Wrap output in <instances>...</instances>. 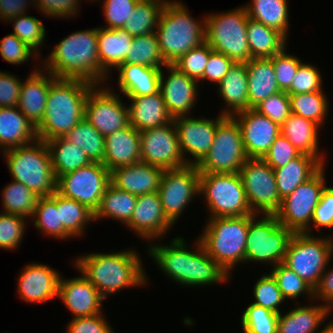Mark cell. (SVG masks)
<instances>
[{
    "label": "cell",
    "instance_id": "65",
    "mask_svg": "<svg viewBox=\"0 0 333 333\" xmlns=\"http://www.w3.org/2000/svg\"><path fill=\"white\" fill-rule=\"evenodd\" d=\"M326 270V271H325ZM320 277L318 285L314 288V300L320 301L333 310V267L325 269ZM318 299V300H317Z\"/></svg>",
    "mask_w": 333,
    "mask_h": 333
},
{
    "label": "cell",
    "instance_id": "61",
    "mask_svg": "<svg viewBox=\"0 0 333 333\" xmlns=\"http://www.w3.org/2000/svg\"><path fill=\"white\" fill-rule=\"evenodd\" d=\"M103 316V312L85 317L72 318L67 324V333H115Z\"/></svg>",
    "mask_w": 333,
    "mask_h": 333
},
{
    "label": "cell",
    "instance_id": "5",
    "mask_svg": "<svg viewBox=\"0 0 333 333\" xmlns=\"http://www.w3.org/2000/svg\"><path fill=\"white\" fill-rule=\"evenodd\" d=\"M206 17L197 20L185 4L175 0L164 5L156 27L159 48L167 64L205 42Z\"/></svg>",
    "mask_w": 333,
    "mask_h": 333
},
{
    "label": "cell",
    "instance_id": "35",
    "mask_svg": "<svg viewBox=\"0 0 333 333\" xmlns=\"http://www.w3.org/2000/svg\"><path fill=\"white\" fill-rule=\"evenodd\" d=\"M133 37L123 29L98 27L97 43L101 69L108 75L123 63Z\"/></svg>",
    "mask_w": 333,
    "mask_h": 333
},
{
    "label": "cell",
    "instance_id": "33",
    "mask_svg": "<svg viewBox=\"0 0 333 333\" xmlns=\"http://www.w3.org/2000/svg\"><path fill=\"white\" fill-rule=\"evenodd\" d=\"M331 310L320 303L294 307L278 316L277 333H317Z\"/></svg>",
    "mask_w": 333,
    "mask_h": 333
},
{
    "label": "cell",
    "instance_id": "12",
    "mask_svg": "<svg viewBox=\"0 0 333 333\" xmlns=\"http://www.w3.org/2000/svg\"><path fill=\"white\" fill-rule=\"evenodd\" d=\"M248 159L239 123L226 116L217 126L208 154L197 165L200 174L237 173Z\"/></svg>",
    "mask_w": 333,
    "mask_h": 333
},
{
    "label": "cell",
    "instance_id": "24",
    "mask_svg": "<svg viewBox=\"0 0 333 333\" xmlns=\"http://www.w3.org/2000/svg\"><path fill=\"white\" fill-rule=\"evenodd\" d=\"M58 298L73 318L97 315L105 300L96 287L80 272V276L64 279L60 276Z\"/></svg>",
    "mask_w": 333,
    "mask_h": 333
},
{
    "label": "cell",
    "instance_id": "36",
    "mask_svg": "<svg viewBox=\"0 0 333 333\" xmlns=\"http://www.w3.org/2000/svg\"><path fill=\"white\" fill-rule=\"evenodd\" d=\"M323 165L313 156L301 154L287 165L275 168V180L282 200L301 183L311 178Z\"/></svg>",
    "mask_w": 333,
    "mask_h": 333
},
{
    "label": "cell",
    "instance_id": "27",
    "mask_svg": "<svg viewBox=\"0 0 333 333\" xmlns=\"http://www.w3.org/2000/svg\"><path fill=\"white\" fill-rule=\"evenodd\" d=\"M141 161L140 131L130 124L105 137L102 164L109 170Z\"/></svg>",
    "mask_w": 333,
    "mask_h": 333
},
{
    "label": "cell",
    "instance_id": "68",
    "mask_svg": "<svg viewBox=\"0 0 333 333\" xmlns=\"http://www.w3.org/2000/svg\"><path fill=\"white\" fill-rule=\"evenodd\" d=\"M164 4L170 3V2H174L173 0H158Z\"/></svg>",
    "mask_w": 333,
    "mask_h": 333
},
{
    "label": "cell",
    "instance_id": "7",
    "mask_svg": "<svg viewBox=\"0 0 333 333\" xmlns=\"http://www.w3.org/2000/svg\"><path fill=\"white\" fill-rule=\"evenodd\" d=\"M13 180L24 184L38 196H51L56 192L49 150L45 141H36L1 152Z\"/></svg>",
    "mask_w": 333,
    "mask_h": 333
},
{
    "label": "cell",
    "instance_id": "43",
    "mask_svg": "<svg viewBox=\"0 0 333 333\" xmlns=\"http://www.w3.org/2000/svg\"><path fill=\"white\" fill-rule=\"evenodd\" d=\"M122 64H138L152 68H164L167 63L162 57L156 32L133 37Z\"/></svg>",
    "mask_w": 333,
    "mask_h": 333
},
{
    "label": "cell",
    "instance_id": "63",
    "mask_svg": "<svg viewBox=\"0 0 333 333\" xmlns=\"http://www.w3.org/2000/svg\"><path fill=\"white\" fill-rule=\"evenodd\" d=\"M235 62L226 55L213 51L209 55V60L205 66L203 76L198 81L208 80L210 83L219 84L224 76L229 72Z\"/></svg>",
    "mask_w": 333,
    "mask_h": 333
},
{
    "label": "cell",
    "instance_id": "28",
    "mask_svg": "<svg viewBox=\"0 0 333 333\" xmlns=\"http://www.w3.org/2000/svg\"><path fill=\"white\" fill-rule=\"evenodd\" d=\"M126 98L130 99V104H127L129 124L138 131L163 126L173 120L160 91L147 96Z\"/></svg>",
    "mask_w": 333,
    "mask_h": 333
},
{
    "label": "cell",
    "instance_id": "14",
    "mask_svg": "<svg viewBox=\"0 0 333 333\" xmlns=\"http://www.w3.org/2000/svg\"><path fill=\"white\" fill-rule=\"evenodd\" d=\"M200 172L197 165L165 169L158 194L167 218L175 225L195 197L199 195Z\"/></svg>",
    "mask_w": 333,
    "mask_h": 333
},
{
    "label": "cell",
    "instance_id": "40",
    "mask_svg": "<svg viewBox=\"0 0 333 333\" xmlns=\"http://www.w3.org/2000/svg\"><path fill=\"white\" fill-rule=\"evenodd\" d=\"M138 196L109 184L103 193L100 205L94 213V221L110 218L126 226L134 212Z\"/></svg>",
    "mask_w": 333,
    "mask_h": 333
},
{
    "label": "cell",
    "instance_id": "64",
    "mask_svg": "<svg viewBox=\"0 0 333 333\" xmlns=\"http://www.w3.org/2000/svg\"><path fill=\"white\" fill-rule=\"evenodd\" d=\"M22 79L0 70V107L17 106Z\"/></svg>",
    "mask_w": 333,
    "mask_h": 333
},
{
    "label": "cell",
    "instance_id": "54",
    "mask_svg": "<svg viewBox=\"0 0 333 333\" xmlns=\"http://www.w3.org/2000/svg\"><path fill=\"white\" fill-rule=\"evenodd\" d=\"M323 77L317 66L301 63L291 82V87L286 91L288 94L309 93L324 91Z\"/></svg>",
    "mask_w": 333,
    "mask_h": 333
},
{
    "label": "cell",
    "instance_id": "66",
    "mask_svg": "<svg viewBox=\"0 0 333 333\" xmlns=\"http://www.w3.org/2000/svg\"><path fill=\"white\" fill-rule=\"evenodd\" d=\"M34 1L35 0H0V20L2 19L7 23L10 19L28 12L27 8H29L30 4L34 5Z\"/></svg>",
    "mask_w": 333,
    "mask_h": 333
},
{
    "label": "cell",
    "instance_id": "1",
    "mask_svg": "<svg viewBox=\"0 0 333 333\" xmlns=\"http://www.w3.org/2000/svg\"><path fill=\"white\" fill-rule=\"evenodd\" d=\"M185 238L176 236L169 244L150 242L147 254L151 256L166 277L187 287L209 286L229 282L227 272L212 259L200 239L189 249Z\"/></svg>",
    "mask_w": 333,
    "mask_h": 333
},
{
    "label": "cell",
    "instance_id": "58",
    "mask_svg": "<svg viewBox=\"0 0 333 333\" xmlns=\"http://www.w3.org/2000/svg\"><path fill=\"white\" fill-rule=\"evenodd\" d=\"M103 2L104 28L122 29L139 0H99Z\"/></svg>",
    "mask_w": 333,
    "mask_h": 333
},
{
    "label": "cell",
    "instance_id": "26",
    "mask_svg": "<svg viewBox=\"0 0 333 333\" xmlns=\"http://www.w3.org/2000/svg\"><path fill=\"white\" fill-rule=\"evenodd\" d=\"M30 72L22 81L18 109L36 126L43 117L50 85L57 79L42 67Z\"/></svg>",
    "mask_w": 333,
    "mask_h": 333
},
{
    "label": "cell",
    "instance_id": "22",
    "mask_svg": "<svg viewBox=\"0 0 333 333\" xmlns=\"http://www.w3.org/2000/svg\"><path fill=\"white\" fill-rule=\"evenodd\" d=\"M241 127L248 158H263L274 140L281 134L278 124L254 108L233 115Z\"/></svg>",
    "mask_w": 333,
    "mask_h": 333
},
{
    "label": "cell",
    "instance_id": "30",
    "mask_svg": "<svg viewBox=\"0 0 333 333\" xmlns=\"http://www.w3.org/2000/svg\"><path fill=\"white\" fill-rule=\"evenodd\" d=\"M118 74L117 86L125 97L147 96L159 92V68L138 64H121L116 68Z\"/></svg>",
    "mask_w": 333,
    "mask_h": 333
},
{
    "label": "cell",
    "instance_id": "57",
    "mask_svg": "<svg viewBox=\"0 0 333 333\" xmlns=\"http://www.w3.org/2000/svg\"><path fill=\"white\" fill-rule=\"evenodd\" d=\"M254 109L281 126L291 114L289 94L286 91H279L270 95Z\"/></svg>",
    "mask_w": 333,
    "mask_h": 333
},
{
    "label": "cell",
    "instance_id": "38",
    "mask_svg": "<svg viewBox=\"0 0 333 333\" xmlns=\"http://www.w3.org/2000/svg\"><path fill=\"white\" fill-rule=\"evenodd\" d=\"M288 3V0H252L244 7L250 19L278 31L287 39L290 28Z\"/></svg>",
    "mask_w": 333,
    "mask_h": 333
},
{
    "label": "cell",
    "instance_id": "37",
    "mask_svg": "<svg viewBox=\"0 0 333 333\" xmlns=\"http://www.w3.org/2000/svg\"><path fill=\"white\" fill-rule=\"evenodd\" d=\"M49 150L51 164L56 179L70 172L87 166L92 161L88 155L78 146L65 137L45 141Z\"/></svg>",
    "mask_w": 333,
    "mask_h": 333
},
{
    "label": "cell",
    "instance_id": "50",
    "mask_svg": "<svg viewBox=\"0 0 333 333\" xmlns=\"http://www.w3.org/2000/svg\"><path fill=\"white\" fill-rule=\"evenodd\" d=\"M279 314L258 306L249 304L241 316V327L244 333H277Z\"/></svg>",
    "mask_w": 333,
    "mask_h": 333
},
{
    "label": "cell",
    "instance_id": "47",
    "mask_svg": "<svg viewBox=\"0 0 333 333\" xmlns=\"http://www.w3.org/2000/svg\"><path fill=\"white\" fill-rule=\"evenodd\" d=\"M67 140L80 147L92 162L102 163L105 156V137L85 118L75 125L65 136Z\"/></svg>",
    "mask_w": 333,
    "mask_h": 333
},
{
    "label": "cell",
    "instance_id": "8",
    "mask_svg": "<svg viewBox=\"0 0 333 333\" xmlns=\"http://www.w3.org/2000/svg\"><path fill=\"white\" fill-rule=\"evenodd\" d=\"M205 17V42L213 51L238 63H246L251 59L247 40L249 17L244 5L222 13H209Z\"/></svg>",
    "mask_w": 333,
    "mask_h": 333
},
{
    "label": "cell",
    "instance_id": "59",
    "mask_svg": "<svg viewBox=\"0 0 333 333\" xmlns=\"http://www.w3.org/2000/svg\"><path fill=\"white\" fill-rule=\"evenodd\" d=\"M301 153L290 143V141L280 134L271 144L263 160L274 170L287 165L293 159L299 157Z\"/></svg>",
    "mask_w": 333,
    "mask_h": 333
},
{
    "label": "cell",
    "instance_id": "23",
    "mask_svg": "<svg viewBox=\"0 0 333 333\" xmlns=\"http://www.w3.org/2000/svg\"><path fill=\"white\" fill-rule=\"evenodd\" d=\"M61 274L41 263H28L17 278V292L23 301L31 304L46 303L58 297Z\"/></svg>",
    "mask_w": 333,
    "mask_h": 333
},
{
    "label": "cell",
    "instance_id": "25",
    "mask_svg": "<svg viewBox=\"0 0 333 333\" xmlns=\"http://www.w3.org/2000/svg\"><path fill=\"white\" fill-rule=\"evenodd\" d=\"M164 169L139 161L110 171V184L134 195L158 192Z\"/></svg>",
    "mask_w": 333,
    "mask_h": 333
},
{
    "label": "cell",
    "instance_id": "3",
    "mask_svg": "<svg viewBox=\"0 0 333 333\" xmlns=\"http://www.w3.org/2000/svg\"><path fill=\"white\" fill-rule=\"evenodd\" d=\"M97 34L98 28H93L64 37L46 60H42L40 67L56 78L83 79L95 85H107L111 78L100 67Z\"/></svg>",
    "mask_w": 333,
    "mask_h": 333
},
{
    "label": "cell",
    "instance_id": "51",
    "mask_svg": "<svg viewBox=\"0 0 333 333\" xmlns=\"http://www.w3.org/2000/svg\"><path fill=\"white\" fill-rule=\"evenodd\" d=\"M253 304L267 308L277 314L281 313V304L286 302L282 292L278 287V283L270 273L260 276L253 286Z\"/></svg>",
    "mask_w": 333,
    "mask_h": 333
},
{
    "label": "cell",
    "instance_id": "20",
    "mask_svg": "<svg viewBox=\"0 0 333 333\" xmlns=\"http://www.w3.org/2000/svg\"><path fill=\"white\" fill-rule=\"evenodd\" d=\"M164 72L168 71L167 77ZM167 69V70H166ZM199 82L181 72L173 64H167L160 72V89L169 115H190L198 99Z\"/></svg>",
    "mask_w": 333,
    "mask_h": 333
},
{
    "label": "cell",
    "instance_id": "62",
    "mask_svg": "<svg viewBox=\"0 0 333 333\" xmlns=\"http://www.w3.org/2000/svg\"><path fill=\"white\" fill-rule=\"evenodd\" d=\"M312 224L319 233L321 229H333V187L326 186L322 191L320 202L314 210Z\"/></svg>",
    "mask_w": 333,
    "mask_h": 333
},
{
    "label": "cell",
    "instance_id": "16",
    "mask_svg": "<svg viewBox=\"0 0 333 333\" xmlns=\"http://www.w3.org/2000/svg\"><path fill=\"white\" fill-rule=\"evenodd\" d=\"M251 210L275 214L281 204L274 170L262 158H248L238 172Z\"/></svg>",
    "mask_w": 333,
    "mask_h": 333
},
{
    "label": "cell",
    "instance_id": "60",
    "mask_svg": "<svg viewBox=\"0 0 333 333\" xmlns=\"http://www.w3.org/2000/svg\"><path fill=\"white\" fill-rule=\"evenodd\" d=\"M34 7L46 17L67 19L75 17L81 7V0H35Z\"/></svg>",
    "mask_w": 333,
    "mask_h": 333
},
{
    "label": "cell",
    "instance_id": "21",
    "mask_svg": "<svg viewBox=\"0 0 333 333\" xmlns=\"http://www.w3.org/2000/svg\"><path fill=\"white\" fill-rule=\"evenodd\" d=\"M173 226L164 214L158 192L138 195L133 215L126 225L127 229L149 243L154 239L160 241Z\"/></svg>",
    "mask_w": 333,
    "mask_h": 333
},
{
    "label": "cell",
    "instance_id": "52",
    "mask_svg": "<svg viewBox=\"0 0 333 333\" xmlns=\"http://www.w3.org/2000/svg\"><path fill=\"white\" fill-rule=\"evenodd\" d=\"M25 219L15 214L0 213V249L14 251L19 247L29 223Z\"/></svg>",
    "mask_w": 333,
    "mask_h": 333
},
{
    "label": "cell",
    "instance_id": "18",
    "mask_svg": "<svg viewBox=\"0 0 333 333\" xmlns=\"http://www.w3.org/2000/svg\"><path fill=\"white\" fill-rule=\"evenodd\" d=\"M141 161L162 169L186 166L178 141V134L171 122L140 131Z\"/></svg>",
    "mask_w": 333,
    "mask_h": 333
},
{
    "label": "cell",
    "instance_id": "67",
    "mask_svg": "<svg viewBox=\"0 0 333 333\" xmlns=\"http://www.w3.org/2000/svg\"><path fill=\"white\" fill-rule=\"evenodd\" d=\"M317 333H333V318H331V320H329Z\"/></svg>",
    "mask_w": 333,
    "mask_h": 333
},
{
    "label": "cell",
    "instance_id": "29",
    "mask_svg": "<svg viewBox=\"0 0 333 333\" xmlns=\"http://www.w3.org/2000/svg\"><path fill=\"white\" fill-rule=\"evenodd\" d=\"M37 139L36 127L17 106L0 107V149L2 152L27 145Z\"/></svg>",
    "mask_w": 333,
    "mask_h": 333
},
{
    "label": "cell",
    "instance_id": "48",
    "mask_svg": "<svg viewBox=\"0 0 333 333\" xmlns=\"http://www.w3.org/2000/svg\"><path fill=\"white\" fill-rule=\"evenodd\" d=\"M13 24V34H15L23 43L32 49L40 58L42 45L46 39V29L42 21L34 16L21 14L9 20ZM41 47V48H40Z\"/></svg>",
    "mask_w": 333,
    "mask_h": 333
},
{
    "label": "cell",
    "instance_id": "39",
    "mask_svg": "<svg viewBox=\"0 0 333 333\" xmlns=\"http://www.w3.org/2000/svg\"><path fill=\"white\" fill-rule=\"evenodd\" d=\"M247 40L251 58H271L287 47V39L278 31L248 18Z\"/></svg>",
    "mask_w": 333,
    "mask_h": 333
},
{
    "label": "cell",
    "instance_id": "6",
    "mask_svg": "<svg viewBox=\"0 0 333 333\" xmlns=\"http://www.w3.org/2000/svg\"><path fill=\"white\" fill-rule=\"evenodd\" d=\"M249 223L250 215L209 218L198 236L208 255L229 276L237 265L245 263Z\"/></svg>",
    "mask_w": 333,
    "mask_h": 333
},
{
    "label": "cell",
    "instance_id": "11",
    "mask_svg": "<svg viewBox=\"0 0 333 333\" xmlns=\"http://www.w3.org/2000/svg\"><path fill=\"white\" fill-rule=\"evenodd\" d=\"M205 197L209 218L241 217L255 214L248 203L237 173L200 174L199 196Z\"/></svg>",
    "mask_w": 333,
    "mask_h": 333
},
{
    "label": "cell",
    "instance_id": "53",
    "mask_svg": "<svg viewBox=\"0 0 333 333\" xmlns=\"http://www.w3.org/2000/svg\"><path fill=\"white\" fill-rule=\"evenodd\" d=\"M212 52L213 49L203 42L200 46L182 55L173 65L190 78L199 81Z\"/></svg>",
    "mask_w": 333,
    "mask_h": 333
},
{
    "label": "cell",
    "instance_id": "4",
    "mask_svg": "<svg viewBox=\"0 0 333 333\" xmlns=\"http://www.w3.org/2000/svg\"><path fill=\"white\" fill-rule=\"evenodd\" d=\"M94 83L83 79L57 78L47 95L42 120L35 126L40 140L65 137L85 114V103Z\"/></svg>",
    "mask_w": 333,
    "mask_h": 333
},
{
    "label": "cell",
    "instance_id": "10",
    "mask_svg": "<svg viewBox=\"0 0 333 333\" xmlns=\"http://www.w3.org/2000/svg\"><path fill=\"white\" fill-rule=\"evenodd\" d=\"M293 234L292 230L278 222L274 214H251L245 262L271 264L272 268L283 263Z\"/></svg>",
    "mask_w": 333,
    "mask_h": 333
},
{
    "label": "cell",
    "instance_id": "32",
    "mask_svg": "<svg viewBox=\"0 0 333 333\" xmlns=\"http://www.w3.org/2000/svg\"><path fill=\"white\" fill-rule=\"evenodd\" d=\"M217 87L218 94L226 104L220 114L233 116L249 109L246 63L235 62Z\"/></svg>",
    "mask_w": 333,
    "mask_h": 333
},
{
    "label": "cell",
    "instance_id": "34",
    "mask_svg": "<svg viewBox=\"0 0 333 333\" xmlns=\"http://www.w3.org/2000/svg\"><path fill=\"white\" fill-rule=\"evenodd\" d=\"M249 108H255L270 95L281 91L278 87L271 58H251L246 62Z\"/></svg>",
    "mask_w": 333,
    "mask_h": 333
},
{
    "label": "cell",
    "instance_id": "13",
    "mask_svg": "<svg viewBox=\"0 0 333 333\" xmlns=\"http://www.w3.org/2000/svg\"><path fill=\"white\" fill-rule=\"evenodd\" d=\"M323 165L311 178L297 186L294 191L281 200L275 212L278 222L295 232L312 234V217L326 187L325 167Z\"/></svg>",
    "mask_w": 333,
    "mask_h": 333
},
{
    "label": "cell",
    "instance_id": "56",
    "mask_svg": "<svg viewBox=\"0 0 333 333\" xmlns=\"http://www.w3.org/2000/svg\"><path fill=\"white\" fill-rule=\"evenodd\" d=\"M285 47L280 53L271 57L276 81L281 91H287L295 77L299 65L303 62L295 55L288 54Z\"/></svg>",
    "mask_w": 333,
    "mask_h": 333
},
{
    "label": "cell",
    "instance_id": "46",
    "mask_svg": "<svg viewBox=\"0 0 333 333\" xmlns=\"http://www.w3.org/2000/svg\"><path fill=\"white\" fill-rule=\"evenodd\" d=\"M57 209H60V223L73 237H79L86 226L94 221V212L76 200L68 199L57 193Z\"/></svg>",
    "mask_w": 333,
    "mask_h": 333
},
{
    "label": "cell",
    "instance_id": "44",
    "mask_svg": "<svg viewBox=\"0 0 333 333\" xmlns=\"http://www.w3.org/2000/svg\"><path fill=\"white\" fill-rule=\"evenodd\" d=\"M289 99L291 113L313 121L320 128L324 127L329 113V99L325 91L289 94Z\"/></svg>",
    "mask_w": 333,
    "mask_h": 333
},
{
    "label": "cell",
    "instance_id": "31",
    "mask_svg": "<svg viewBox=\"0 0 333 333\" xmlns=\"http://www.w3.org/2000/svg\"><path fill=\"white\" fill-rule=\"evenodd\" d=\"M281 134L301 153L315 157L322 165H326V155L319 152L320 127L311 120L291 113L280 126Z\"/></svg>",
    "mask_w": 333,
    "mask_h": 333
},
{
    "label": "cell",
    "instance_id": "49",
    "mask_svg": "<svg viewBox=\"0 0 333 333\" xmlns=\"http://www.w3.org/2000/svg\"><path fill=\"white\" fill-rule=\"evenodd\" d=\"M270 273L276 279L278 287L286 300H295L301 295H306V298H311V302L316 303V301H313L314 289L283 263L277 264L271 268Z\"/></svg>",
    "mask_w": 333,
    "mask_h": 333
},
{
    "label": "cell",
    "instance_id": "17",
    "mask_svg": "<svg viewBox=\"0 0 333 333\" xmlns=\"http://www.w3.org/2000/svg\"><path fill=\"white\" fill-rule=\"evenodd\" d=\"M105 84L96 85L88 94L84 118L104 137L129 125L128 106L120 93Z\"/></svg>",
    "mask_w": 333,
    "mask_h": 333
},
{
    "label": "cell",
    "instance_id": "55",
    "mask_svg": "<svg viewBox=\"0 0 333 333\" xmlns=\"http://www.w3.org/2000/svg\"><path fill=\"white\" fill-rule=\"evenodd\" d=\"M0 55L12 65L24 64L31 57L34 60H40L38 54L23 43L15 34L10 33L0 40ZM37 57V58H34Z\"/></svg>",
    "mask_w": 333,
    "mask_h": 333
},
{
    "label": "cell",
    "instance_id": "19",
    "mask_svg": "<svg viewBox=\"0 0 333 333\" xmlns=\"http://www.w3.org/2000/svg\"><path fill=\"white\" fill-rule=\"evenodd\" d=\"M217 118H195L191 115L174 118L180 149L186 164L198 165L208 154L214 141L218 124L226 117L219 114ZM191 155V159L187 154ZM193 158V159H192Z\"/></svg>",
    "mask_w": 333,
    "mask_h": 333
},
{
    "label": "cell",
    "instance_id": "42",
    "mask_svg": "<svg viewBox=\"0 0 333 333\" xmlns=\"http://www.w3.org/2000/svg\"><path fill=\"white\" fill-rule=\"evenodd\" d=\"M164 5L158 0H139L122 29L132 37L156 32Z\"/></svg>",
    "mask_w": 333,
    "mask_h": 333
},
{
    "label": "cell",
    "instance_id": "41",
    "mask_svg": "<svg viewBox=\"0 0 333 333\" xmlns=\"http://www.w3.org/2000/svg\"><path fill=\"white\" fill-rule=\"evenodd\" d=\"M40 233L60 240L73 238L60 223V209H57V192L51 196L39 197L31 217Z\"/></svg>",
    "mask_w": 333,
    "mask_h": 333
},
{
    "label": "cell",
    "instance_id": "9",
    "mask_svg": "<svg viewBox=\"0 0 333 333\" xmlns=\"http://www.w3.org/2000/svg\"><path fill=\"white\" fill-rule=\"evenodd\" d=\"M333 257V236L295 232L288 244L283 264L313 289Z\"/></svg>",
    "mask_w": 333,
    "mask_h": 333
},
{
    "label": "cell",
    "instance_id": "2",
    "mask_svg": "<svg viewBox=\"0 0 333 333\" xmlns=\"http://www.w3.org/2000/svg\"><path fill=\"white\" fill-rule=\"evenodd\" d=\"M139 255L138 251L128 248L112 253L83 254L73 263L74 268L107 299L125 288L148 285L149 279Z\"/></svg>",
    "mask_w": 333,
    "mask_h": 333
},
{
    "label": "cell",
    "instance_id": "15",
    "mask_svg": "<svg viewBox=\"0 0 333 333\" xmlns=\"http://www.w3.org/2000/svg\"><path fill=\"white\" fill-rule=\"evenodd\" d=\"M110 184V171L98 162H92L74 172L57 178L56 192L87 206L94 213L103 193Z\"/></svg>",
    "mask_w": 333,
    "mask_h": 333
},
{
    "label": "cell",
    "instance_id": "45",
    "mask_svg": "<svg viewBox=\"0 0 333 333\" xmlns=\"http://www.w3.org/2000/svg\"><path fill=\"white\" fill-rule=\"evenodd\" d=\"M2 194L1 212L10 213L31 219L37 205L38 196L24 184L12 179L11 183L4 186Z\"/></svg>",
    "mask_w": 333,
    "mask_h": 333
}]
</instances>
